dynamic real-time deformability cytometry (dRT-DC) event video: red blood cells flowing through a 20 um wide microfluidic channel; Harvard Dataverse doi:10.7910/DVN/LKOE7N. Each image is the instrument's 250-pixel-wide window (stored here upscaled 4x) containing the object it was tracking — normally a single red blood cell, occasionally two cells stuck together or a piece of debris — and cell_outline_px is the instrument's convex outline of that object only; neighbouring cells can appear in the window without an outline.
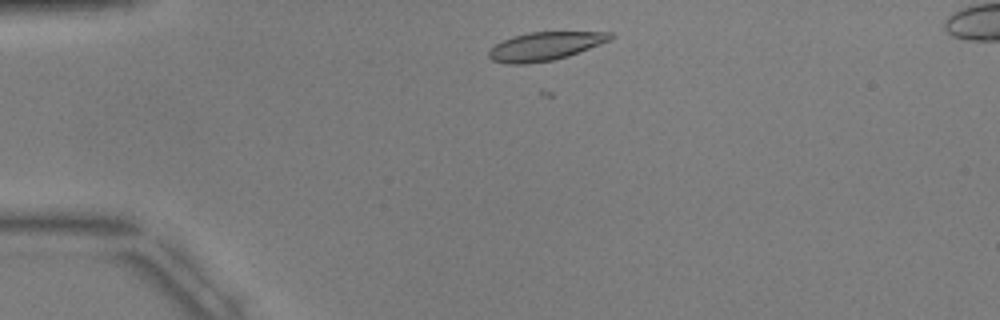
{"species": "common noctule bat (a hibernating species)", "species_latin": "Nyctalus noctula", "temperature_condition": "warm", "stored_images_in_passage": 4, "camera_frame_rate_fps": 3000, "um_per_image_px": 0.085, "animal": {"sex": "male", "body_mass_g": 17.9, "forearm_length_mm": 54.2}, "frame": {"image": 1, "passage_image": 1, "time_ms": 0.0, "image_size_px": [1000, 320], "cell_outline_px": [[616, 36], [612, 40], [568, 56], [552, 60], [524, 64], [508, 64], [492, 60], [488, 56], [488, 52], [496, 44], [512, 36], [528, 32], [612, 32]], "centroid_in_image_um": [46.36, 3.92], "position_along_channel_um": 38.6, "area_um2": 20.11}}